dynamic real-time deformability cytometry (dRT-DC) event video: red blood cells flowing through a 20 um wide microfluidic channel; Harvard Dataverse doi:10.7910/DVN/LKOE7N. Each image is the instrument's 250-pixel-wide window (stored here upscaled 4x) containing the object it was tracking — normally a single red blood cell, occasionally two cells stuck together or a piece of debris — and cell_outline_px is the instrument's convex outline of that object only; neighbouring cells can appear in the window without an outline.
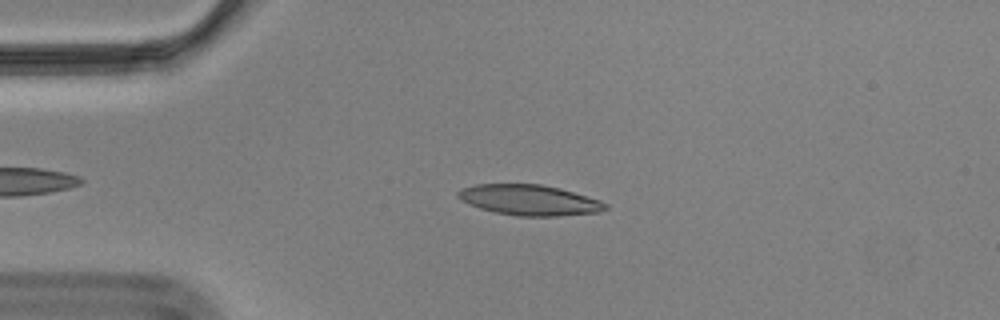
{"species": "Egyptian fruit bat (a non-hibernating species)", "species_latin": "Rousettus aegyptiacus", "temperature_condition": "cold", "stored_images_in_passage": 47, "camera_frame_rate_fps": 3000, "um_per_image_px": 0.085, "animal": {"sex": "male"}, "frame": {"image": 1, "passage_image": 8, "time_ms": 2.333, "image_size_px": [1000, 320], "cell_outline_px": [[608, 208], [600, 212], [556, 216], [516, 216], [496, 212], [480, 208], [468, 204], [460, 200], [456, 196], [456, 192], [460, 188], [476, 184], [540, 184], [560, 188], [600, 200], [608, 204]], "centroid_in_image_um": [44.97, 17.0], "position_along_channel_um": 40.0, "area_um2": 26.36}}
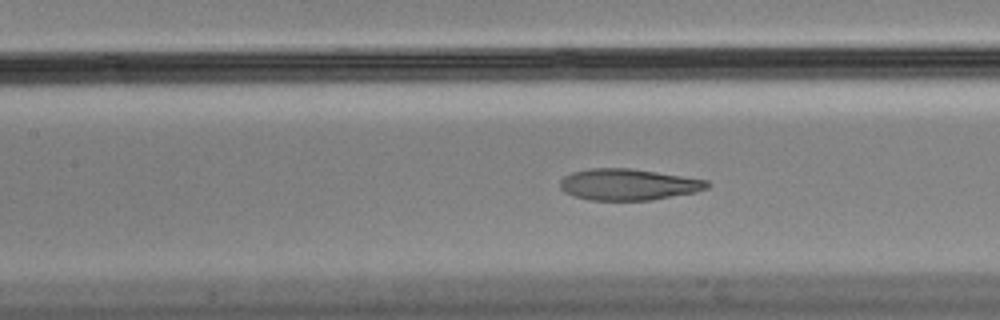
{"frame": {"image": 2, "passage_image": 20, "time_ms": 6.333, "image_size_px": [1000, 320], "cell_outline_px": [[712, 184], [708, 188], [696, 192], [652, 200], [592, 200], [576, 196], [564, 192], [560, 188], [560, 180], [564, 176], [572, 172], [588, 168], [632, 168], [708, 180]], "centroid_in_image_um": [53.43, 15.67], "position_along_channel_um": 154.0, "area_um2": 26.99}}
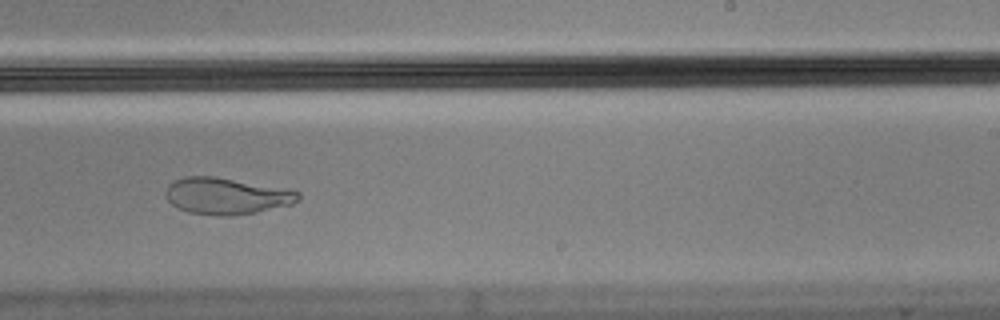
{"frame": {"image": 3, "passage_image": 30, "time_ms": 9.667, "image_size_px": [1000, 320], "cell_outline_px": [[300, 200], [292, 204], [256, 212], [228, 216], [220, 216], [188, 212], [172, 204], [168, 200], [164, 192], [168, 184], [176, 180], [188, 176], [216, 176], [292, 188], [300, 192]], "centroid_in_image_um": [19.31, 16.64], "position_along_channel_um": 269.7, "area_um2": 28.67}}